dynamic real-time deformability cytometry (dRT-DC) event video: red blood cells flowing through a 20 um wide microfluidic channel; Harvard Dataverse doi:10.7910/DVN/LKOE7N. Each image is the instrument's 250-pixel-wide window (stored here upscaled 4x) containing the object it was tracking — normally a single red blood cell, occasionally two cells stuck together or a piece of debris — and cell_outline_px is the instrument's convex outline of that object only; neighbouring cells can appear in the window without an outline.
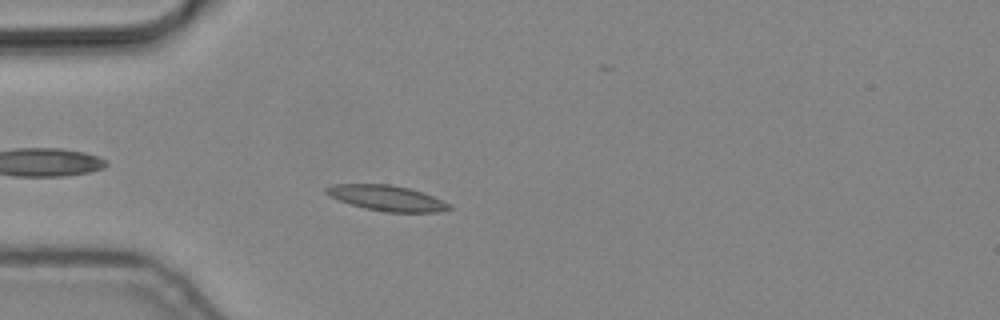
{"species": "common noctule bat (a hibernating species)", "species_latin": "Nyctalus noctula", "temperature_condition": "cold", "stored_images_in_passage": 5, "camera_frame_rate_fps": 3000, "um_per_image_px": 0.085, "animal": {"sex": "male", "body_mass_g": 19.2, "forearm_length_mm": 51.8}, "frame": {"image": 1, "passage_image": 5, "time_ms": 1.333, "image_size_px": [1000, 320], "cell_outline_px": [[452, 208], [440, 212], [384, 212], [364, 208], [328, 196], [324, 192], [324, 188], [332, 184], [388, 184], [408, 188], [432, 196], [452, 204]], "centroid_in_image_um": [32.86, 16.84], "position_along_channel_um": 52.1, "area_um2": 18.21}}